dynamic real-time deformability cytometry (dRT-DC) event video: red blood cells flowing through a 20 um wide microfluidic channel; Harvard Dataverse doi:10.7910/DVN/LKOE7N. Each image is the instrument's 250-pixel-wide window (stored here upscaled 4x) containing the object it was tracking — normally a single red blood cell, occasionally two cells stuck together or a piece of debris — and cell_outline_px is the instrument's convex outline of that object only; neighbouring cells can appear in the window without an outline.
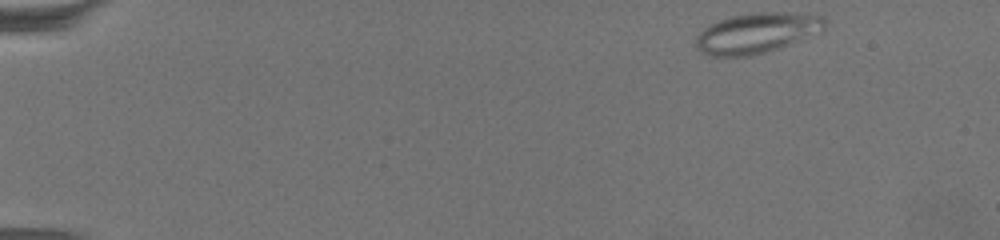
{"species": "common noctule bat (a hibernating species)", "species_latin": "Nyctalus noctula", "temperature_condition": "warm", "stored_images_in_passage": 59, "camera_frame_rate_fps": 3000, "um_per_image_px": 0.085, "animal": {"sex": "female", "body_mass_g": 19.5, "forearm_length_mm": 54.1}, "frame": {"image": 1, "passage_image": 2, "time_ms": 0.333, "image_size_px": [1000, 240], "cell_outline_px": [[824, 28], [820, 32], [780, 48], [752, 56], [712, 56], [696, 48], [696, 36], [704, 28], [720, 20], [732, 16], [756, 12], [776, 12], [824, 16]], "centroid_in_image_um": [64.32, 2.82], "position_along_channel_um": 20.7, "area_um2": 29.94}}
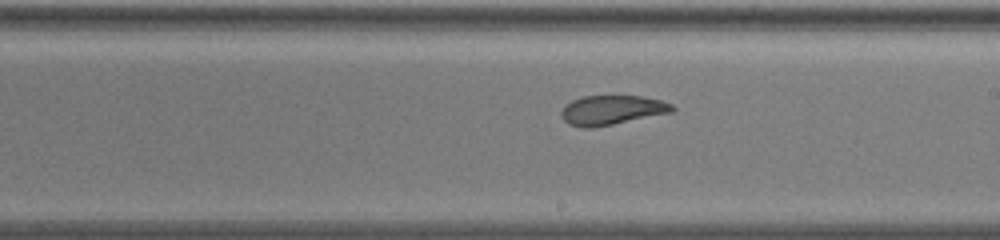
{"frame": {"image": 2, "passage_image": 34, "time_ms": 11.0, "image_size_px": [1000, 240], "cell_outline_px": [[676, 108], [672, 112], [592, 128], [584, 128], [568, 124], [560, 116], [560, 112], [564, 104], [572, 100], [584, 96], [640, 96], [660, 100], [672, 104]], "centroid_in_image_um": [51.96, 9.35], "position_along_channel_um": 237.0, "area_um2": 19.02}}
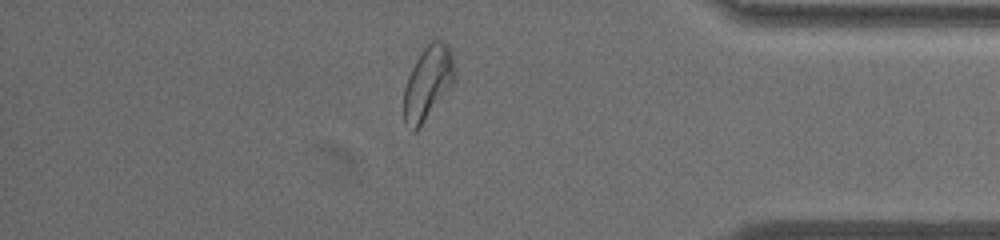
{"frame": {"image": 3, "passage_image": 51, "time_ms": 16.667, "image_size_px": [1000, 240], "cell_outline_px": [[456, 80], [420, 124], [412, 132], [404, 124], [404, 88], [408, 76], [416, 60], [424, 48], [432, 40], [440, 40], [448, 48], [452, 56], [456, 72]], "centroid_in_image_um": [36.36, 7.02], "position_along_channel_um": 398.8, "area_um2": 21.15}, "authors_computed_cell_mechanics": {"area_um2": 21.386, "velocity_mm_per_s": 3.2614, "shape_relaxation_time_tau1_ms": null, "shape_relaxation_time_tau2_ms": 2.3641, "deformation_change_tau1": null, "deformation_change_tau2": 0.093}}